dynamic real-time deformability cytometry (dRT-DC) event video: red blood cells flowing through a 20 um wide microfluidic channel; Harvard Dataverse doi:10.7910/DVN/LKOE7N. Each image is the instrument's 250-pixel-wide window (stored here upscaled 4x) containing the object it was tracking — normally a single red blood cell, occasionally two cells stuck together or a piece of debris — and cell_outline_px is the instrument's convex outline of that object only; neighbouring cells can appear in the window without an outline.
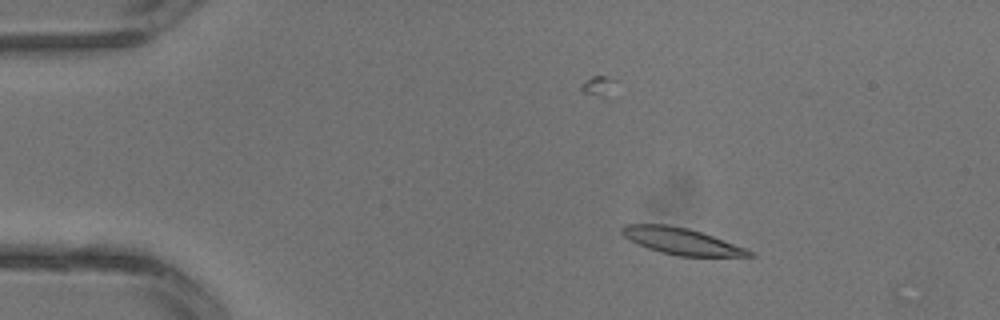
{"species": "common noctule bat (a hibernating species)", "species_latin": "Nyctalus noctula", "temperature_condition": "warm", "stored_images_in_passage": 2, "camera_frame_rate_fps": 3000, "um_per_image_px": 0.085, "animal": {"sex": "male", "body_mass_g": 13.3}, "frame": {"image": 1, "passage_image": 1, "time_ms": 0.0, "image_size_px": [1000, 320], "cell_outline_px": [[756, 256], [676, 256], [660, 252], [648, 248], [624, 236], [620, 232], [620, 228], [624, 224], [668, 224], [688, 228], [712, 236], [744, 248], [752, 252]], "centroid_in_image_um": [57.87, 20.49], "position_along_channel_um": 27.1, "area_um2": 19.36}}